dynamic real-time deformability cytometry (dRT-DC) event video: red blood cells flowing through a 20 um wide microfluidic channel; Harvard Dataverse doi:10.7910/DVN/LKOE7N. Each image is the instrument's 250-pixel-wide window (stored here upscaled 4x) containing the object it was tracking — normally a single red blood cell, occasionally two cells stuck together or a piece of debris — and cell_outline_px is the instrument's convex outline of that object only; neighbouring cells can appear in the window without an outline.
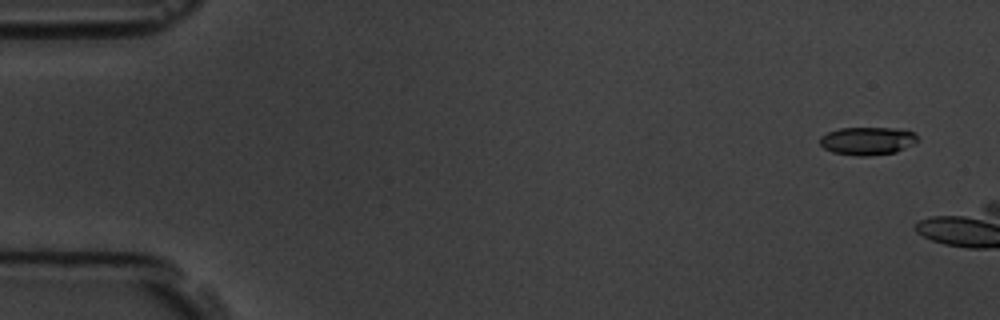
{"species": "common noctule bat (a hibernating species)", "species_latin": "Nyctalus noctula", "temperature_condition": "room temperature", "stored_images_in_passage": 2, "camera_frame_rate_fps": 3000, "um_per_image_px": 0.085, "animal": {"sex": "male", "body_mass_g": 19.5, "forearm_length_mm": 54.6}, "frame": {"image": 1, "passage_image": 1, "time_ms": 0.0, "image_size_px": [1000, 320], "cell_outline_px": [[920, 140], [896, 152], [868, 156], [856, 156], [832, 152], [824, 148], [820, 144], [820, 136], [828, 132], [840, 128], [892, 128], [912, 132]], "centroid_in_image_um": [73.7, 11.98], "position_along_channel_um": 11.3, "area_um2": 15.84}}